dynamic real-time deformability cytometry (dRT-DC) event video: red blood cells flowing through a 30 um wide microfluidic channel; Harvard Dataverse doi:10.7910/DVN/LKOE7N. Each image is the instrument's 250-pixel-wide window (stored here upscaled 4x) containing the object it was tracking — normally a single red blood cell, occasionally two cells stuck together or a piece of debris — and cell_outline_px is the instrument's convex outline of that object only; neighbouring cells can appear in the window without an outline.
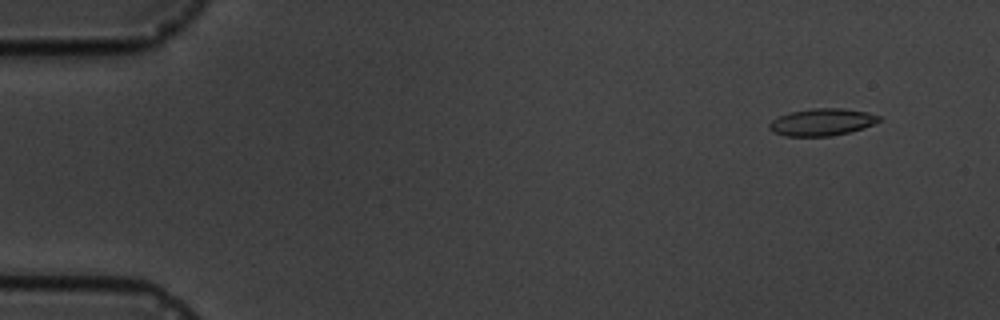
{"species": "common noctule bat (a hibernating species)", "species_latin": "Nyctalus noctula", "temperature_condition": "cold", "stored_images_in_passage": 6, "camera_frame_rate_fps": 3000, "um_per_image_px": 0.085, "animal": {"sex": "male", "body_mass_g": 19.5, "forearm_length_mm": 54.6}, "frame": {"image": 1, "passage_image": 2, "time_ms": 1.0, "image_size_px": [1000, 320], "cell_outline_px": [[880, 120], [864, 128], [848, 132], [828, 136], [784, 136], [772, 132], [768, 128], [768, 124], [772, 120], [788, 112], [812, 108], [844, 108], [868, 112], [880, 116]], "centroid_in_image_um": [69.83, 10.37], "position_along_channel_um": 15.2, "area_um2": 17.4}}